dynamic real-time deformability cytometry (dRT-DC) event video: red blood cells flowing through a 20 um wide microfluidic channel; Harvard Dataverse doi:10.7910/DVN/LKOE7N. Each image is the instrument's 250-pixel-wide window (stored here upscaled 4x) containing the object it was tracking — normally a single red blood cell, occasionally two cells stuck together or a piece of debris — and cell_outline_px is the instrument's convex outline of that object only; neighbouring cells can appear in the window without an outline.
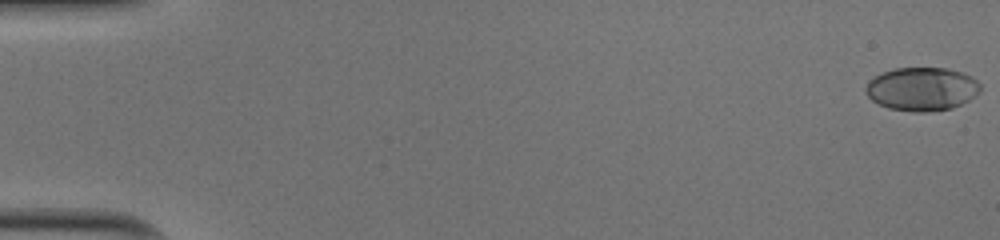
{"species": "human", "species_latin": "Homo sapiens", "temperature_condition": "cold", "stored_images_in_passage": 52, "camera_frame_rate_fps": 3000, "um_per_image_px": 0.085, "donor": {"sex": "male"}, "frame": {"image": 1, "passage_image": 1, "time_ms": 0.0, "image_size_px": [1000, 240], "cell_outline_px": [[980, 92], [976, 96], [952, 108], [928, 112], [912, 112], [888, 108], [872, 100], [868, 96], [864, 88], [868, 80], [884, 72], [896, 68], [948, 68], [972, 76], [980, 84]], "centroid_in_image_um": [78.36, 7.57], "position_along_channel_um": 6.6, "area_um2": 29.07}}
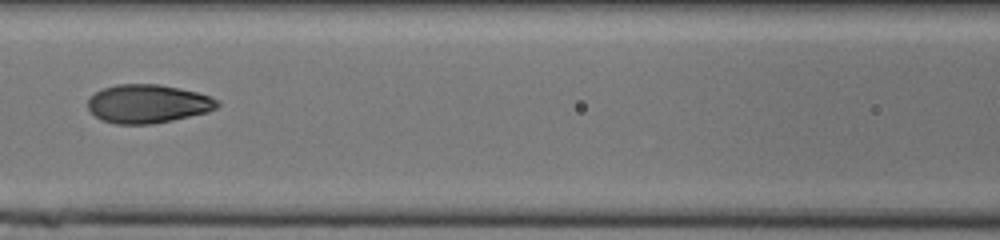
{"frame": {"image": 2, "passage_image": 25, "time_ms": 8.0, "image_size_px": [1000, 240], "cell_outline_px": [[220, 104], [216, 108], [208, 112], [172, 120], [152, 124], [116, 124], [100, 120], [88, 108], [88, 100], [96, 92], [104, 88], [116, 84], [160, 84], [196, 92], [220, 100]], "centroid_in_image_um": [12.57, 8.82], "position_along_channel_um": 154.0, "area_um2": 29.02}}
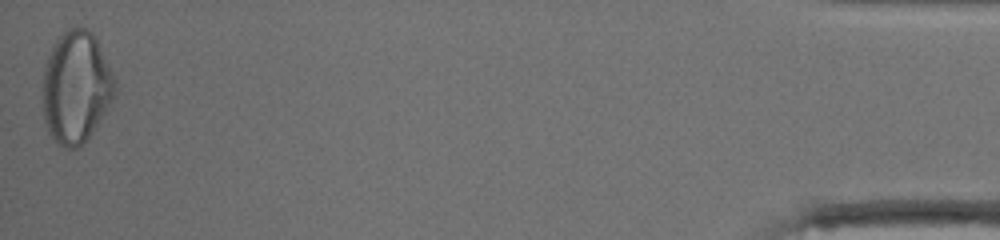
{"frame": {"image": 3, "passage_image": 52, "time_ms": 17.0, "image_size_px": [1000, 240], "cell_outline_px": [[116, 96], [88, 140], [76, 148], [64, 148], [52, 136], [44, 120], [44, 64], [56, 40], [64, 32], [72, 28], [88, 28], [92, 32], [116, 80]], "centroid_in_image_um": [6.5, 7.44], "position_along_channel_um": 428.7, "area_um2": 46.76}, "authors_computed_cell_mechanics": {"area_um2": 29.0445, "velocity_mm_per_s": 4.0293, "shape_relaxation_time_tau1_ms": 5.5985, "shape_relaxation_time_tau2_ms": 0.8084, "deformation_change_tau1": 0.2018, "deformation_change_tau2": 0.0571}}